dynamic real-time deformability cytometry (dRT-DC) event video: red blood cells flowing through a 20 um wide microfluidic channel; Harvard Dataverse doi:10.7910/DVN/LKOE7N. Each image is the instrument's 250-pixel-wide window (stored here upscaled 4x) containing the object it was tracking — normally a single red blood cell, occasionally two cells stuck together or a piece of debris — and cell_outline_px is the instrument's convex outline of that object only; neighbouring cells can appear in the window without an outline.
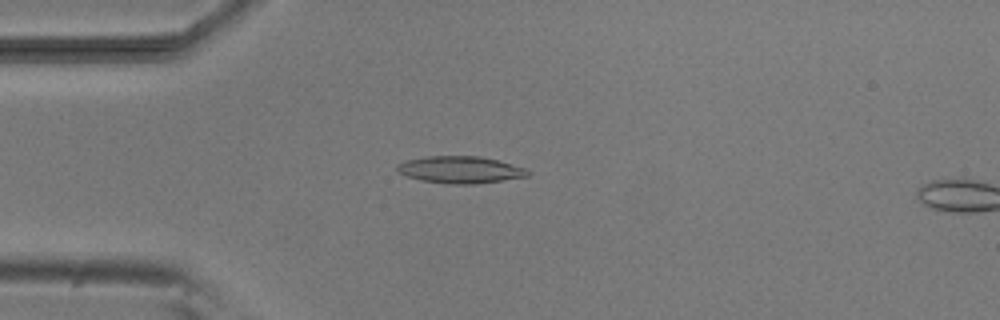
{"species": "common noctule bat (a hibernating species)", "species_latin": "Nyctalus noctula", "temperature_condition": "room temperature", "stored_images_in_passage": 4, "camera_frame_rate_fps": 3000, "um_per_image_px": 0.085, "animal": {"sex": "male", "body_mass_g": 20.5, "forearm_length_mm": 52.5}, "frame": {"image": 1, "passage_image": 3, "time_ms": 2.333, "image_size_px": [1000, 320], "cell_outline_px": [[532, 172], [528, 176], [472, 184], [448, 184], [420, 180], [396, 172], [396, 164], [408, 160], [428, 156], [480, 156], [528, 168]], "centroid_in_image_um": [39.12, 14.42], "position_along_channel_um": 45.9, "area_um2": 20.52}}